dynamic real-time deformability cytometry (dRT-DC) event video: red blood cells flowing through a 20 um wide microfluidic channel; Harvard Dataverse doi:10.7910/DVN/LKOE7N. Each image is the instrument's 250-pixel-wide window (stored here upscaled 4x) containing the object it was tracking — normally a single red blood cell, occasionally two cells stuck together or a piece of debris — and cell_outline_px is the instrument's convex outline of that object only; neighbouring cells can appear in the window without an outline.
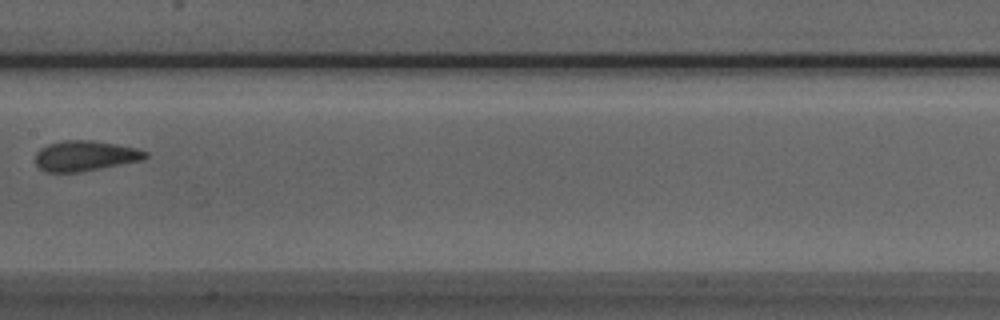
{"species": "Egyptian fruit bat (a non-hibernating species)", "species_latin": "Rousettus aegyptiacus", "temperature_condition": "room temperature", "stored_images_in_passage": 8, "camera_frame_rate_fps": 3000, "um_per_image_px": 0.085, "animal": {"sex": "male"}, "frame": {"image": 1, "passage_image": 7, "time_ms": 2.0, "image_size_px": [1000, 320], "cell_outline_px": [[148, 156], [144, 160], [80, 172], [44, 172], [36, 164], [36, 152], [40, 148], [48, 144], [64, 140], [92, 140], [116, 144], [136, 148], [148, 152]], "centroid_in_image_um": [7.24, 13.25], "position_along_channel_um": 200.2, "area_um2": 19.54}}
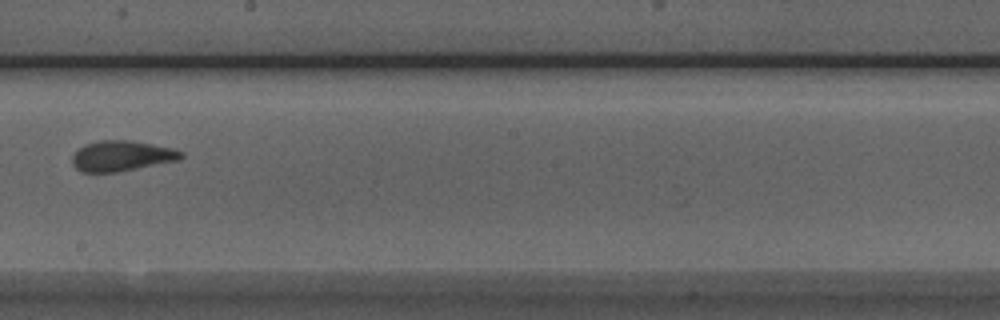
{"frame": {"image": 2, "passage_image": 8, "time_ms": 2.333, "image_size_px": [1000, 320], "cell_outline_px": [[184, 156], [180, 160], [116, 172], [80, 172], [72, 164], [72, 156], [84, 144], [100, 140], [132, 140], [172, 148], [184, 152]], "centroid_in_image_um": [10.35, 13.25], "position_along_channel_um": 237.8, "area_um2": 19.36}}